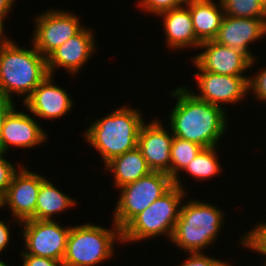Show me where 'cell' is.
Listing matches in <instances>:
<instances>
[{"instance_id":"cell-3","label":"cell","mask_w":266,"mask_h":266,"mask_svg":"<svg viewBox=\"0 0 266 266\" xmlns=\"http://www.w3.org/2000/svg\"><path fill=\"white\" fill-rule=\"evenodd\" d=\"M140 112L122 107L97 120L85 132V139L101 153L106 165L113 158L134 150L144 123Z\"/></svg>"},{"instance_id":"cell-21","label":"cell","mask_w":266,"mask_h":266,"mask_svg":"<svg viewBox=\"0 0 266 266\" xmlns=\"http://www.w3.org/2000/svg\"><path fill=\"white\" fill-rule=\"evenodd\" d=\"M75 203L71 197L62 193L45 178L41 182L37 196L35 220H53L54 214L67 210Z\"/></svg>"},{"instance_id":"cell-13","label":"cell","mask_w":266,"mask_h":266,"mask_svg":"<svg viewBox=\"0 0 266 266\" xmlns=\"http://www.w3.org/2000/svg\"><path fill=\"white\" fill-rule=\"evenodd\" d=\"M266 35V18H239L224 15L214 41L244 52L251 60L255 57L248 46Z\"/></svg>"},{"instance_id":"cell-38","label":"cell","mask_w":266,"mask_h":266,"mask_svg":"<svg viewBox=\"0 0 266 266\" xmlns=\"http://www.w3.org/2000/svg\"><path fill=\"white\" fill-rule=\"evenodd\" d=\"M266 7V0H259Z\"/></svg>"},{"instance_id":"cell-8","label":"cell","mask_w":266,"mask_h":266,"mask_svg":"<svg viewBox=\"0 0 266 266\" xmlns=\"http://www.w3.org/2000/svg\"><path fill=\"white\" fill-rule=\"evenodd\" d=\"M24 230L26 252L35 256L62 261L71 227L62 228L53 220L30 219L20 223Z\"/></svg>"},{"instance_id":"cell-28","label":"cell","mask_w":266,"mask_h":266,"mask_svg":"<svg viewBox=\"0 0 266 266\" xmlns=\"http://www.w3.org/2000/svg\"><path fill=\"white\" fill-rule=\"evenodd\" d=\"M248 88L252 90L259 100L266 101V68L257 75L249 77Z\"/></svg>"},{"instance_id":"cell-6","label":"cell","mask_w":266,"mask_h":266,"mask_svg":"<svg viewBox=\"0 0 266 266\" xmlns=\"http://www.w3.org/2000/svg\"><path fill=\"white\" fill-rule=\"evenodd\" d=\"M113 224V230L90 223L71 227L63 265L94 266L113 257L115 239L122 242L121 230Z\"/></svg>"},{"instance_id":"cell-2","label":"cell","mask_w":266,"mask_h":266,"mask_svg":"<svg viewBox=\"0 0 266 266\" xmlns=\"http://www.w3.org/2000/svg\"><path fill=\"white\" fill-rule=\"evenodd\" d=\"M48 75L46 57L35 46L21 48L10 39L0 49V95L4 98L13 100L16 92L27 95L24 102Z\"/></svg>"},{"instance_id":"cell-9","label":"cell","mask_w":266,"mask_h":266,"mask_svg":"<svg viewBox=\"0 0 266 266\" xmlns=\"http://www.w3.org/2000/svg\"><path fill=\"white\" fill-rule=\"evenodd\" d=\"M33 36V45L47 57L56 48L76 35L83 26L78 16L61 10H48L39 15Z\"/></svg>"},{"instance_id":"cell-36","label":"cell","mask_w":266,"mask_h":266,"mask_svg":"<svg viewBox=\"0 0 266 266\" xmlns=\"http://www.w3.org/2000/svg\"><path fill=\"white\" fill-rule=\"evenodd\" d=\"M193 1H205V0H183V2L186 4V3H189V2H193Z\"/></svg>"},{"instance_id":"cell-15","label":"cell","mask_w":266,"mask_h":266,"mask_svg":"<svg viewBox=\"0 0 266 266\" xmlns=\"http://www.w3.org/2000/svg\"><path fill=\"white\" fill-rule=\"evenodd\" d=\"M94 36L90 29L82 28L76 35L64 42L47 57L49 75L58 67H63L69 73L76 74L85 65L95 51Z\"/></svg>"},{"instance_id":"cell-7","label":"cell","mask_w":266,"mask_h":266,"mask_svg":"<svg viewBox=\"0 0 266 266\" xmlns=\"http://www.w3.org/2000/svg\"><path fill=\"white\" fill-rule=\"evenodd\" d=\"M173 185V179L168 174L151 171L135 182L122 186L113 213V222L122 230L136 215L159 199Z\"/></svg>"},{"instance_id":"cell-27","label":"cell","mask_w":266,"mask_h":266,"mask_svg":"<svg viewBox=\"0 0 266 266\" xmlns=\"http://www.w3.org/2000/svg\"><path fill=\"white\" fill-rule=\"evenodd\" d=\"M4 155L5 153L0 152V191L5 194L17 171L14 164L4 159Z\"/></svg>"},{"instance_id":"cell-12","label":"cell","mask_w":266,"mask_h":266,"mask_svg":"<svg viewBox=\"0 0 266 266\" xmlns=\"http://www.w3.org/2000/svg\"><path fill=\"white\" fill-rule=\"evenodd\" d=\"M205 49L193 59L203 71L219 75H242L255 60L244 52L218 44L214 40L202 42L199 48Z\"/></svg>"},{"instance_id":"cell-16","label":"cell","mask_w":266,"mask_h":266,"mask_svg":"<svg viewBox=\"0 0 266 266\" xmlns=\"http://www.w3.org/2000/svg\"><path fill=\"white\" fill-rule=\"evenodd\" d=\"M45 133L31 116L14 108L5 118L0 133V152L7 153L9 146L31 149L45 141Z\"/></svg>"},{"instance_id":"cell-24","label":"cell","mask_w":266,"mask_h":266,"mask_svg":"<svg viewBox=\"0 0 266 266\" xmlns=\"http://www.w3.org/2000/svg\"><path fill=\"white\" fill-rule=\"evenodd\" d=\"M224 15L239 18H266V7L259 0H221Z\"/></svg>"},{"instance_id":"cell-17","label":"cell","mask_w":266,"mask_h":266,"mask_svg":"<svg viewBox=\"0 0 266 266\" xmlns=\"http://www.w3.org/2000/svg\"><path fill=\"white\" fill-rule=\"evenodd\" d=\"M52 79V75H48L23 102L33 115L40 118L62 117L73 106L68 92L53 85Z\"/></svg>"},{"instance_id":"cell-26","label":"cell","mask_w":266,"mask_h":266,"mask_svg":"<svg viewBox=\"0 0 266 266\" xmlns=\"http://www.w3.org/2000/svg\"><path fill=\"white\" fill-rule=\"evenodd\" d=\"M139 5L143 10L159 15L162 12L180 7L185 3L183 0H139Z\"/></svg>"},{"instance_id":"cell-18","label":"cell","mask_w":266,"mask_h":266,"mask_svg":"<svg viewBox=\"0 0 266 266\" xmlns=\"http://www.w3.org/2000/svg\"><path fill=\"white\" fill-rule=\"evenodd\" d=\"M158 16L163 17V27L167 45L172 49H183L188 46L198 47L201 42L196 38L190 10L186 6H180Z\"/></svg>"},{"instance_id":"cell-20","label":"cell","mask_w":266,"mask_h":266,"mask_svg":"<svg viewBox=\"0 0 266 266\" xmlns=\"http://www.w3.org/2000/svg\"><path fill=\"white\" fill-rule=\"evenodd\" d=\"M105 168L113 172L114 184L118 188L135 182L152 171L138 147L113 158Z\"/></svg>"},{"instance_id":"cell-22","label":"cell","mask_w":266,"mask_h":266,"mask_svg":"<svg viewBox=\"0 0 266 266\" xmlns=\"http://www.w3.org/2000/svg\"><path fill=\"white\" fill-rule=\"evenodd\" d=\"M203 148L204 147L195 142L187 141L176 136L173 137L170 153V177L173 179L174 185L184 188L181 186V179H178L179 171H183L187 164H189Z\"/></svg>"},{"instance_id":"cell-11","label":"cell","mask_w":266,"mask_h":266,"mask_svg":"<svg viewBox=\"0 0 266 266\" xmlns=\"http://www.w3.org/2000/svg\"><path fill=\"white\" fill-rule=\"evenodd\" d=\"M15 173L12 182L4 194L5 205L11 209L12 215L19 221L35 219L37 196L44 176L29 171L22 166Z\"/></svg>"},{"instance_id":"cell-33","label":"cell","mask_w":266,"mask_h":266,"mask_svg":"<svg viewBox=\"0 0 266 266\" xmlns=\"http://www.w3.org/2000/svg\"><path fill=\"white\" fill-rule=\"evenodd\" d=\"M15 0H0V19L3 20L7 14L9 13L10 9H12V5L14 4Z\"/></svg>"},{"instance_id":"cell-37","label":"cell","mask_w":266,"mask_h":266,"mask_svg":"<svg viewBox=\"0 0 266 266\" xmlns=\"http://www.w3.org/2000/svg\"><path fill=\"white\" fill-rule=\"evenodd\" d=\"M0 266H8V264H5L2 260H0Z\"/></svg>"},{"instance_id":"cell-30","label":"cell","mask_w":266,"mask_h":266,"mask_svg":"<svg viewBox=\"0 0 266 266\" xmlns=\"http://www.w3.org/2000/svg\"><path fill=\"white\" fill-rule=\"evenodd\" d=\"M22 266H64L63 261L22 253Z\"/></svg>"},{"instance_id":"cell-32","label":"cell","mask_w":266,"mask_h":266,"mask_svg":"<svg viewBox=\"0 0 266 266\" xmlns=\"http://www.w3.org/2000/svg\"><path fill=\"white\" fill-rule=\"evenodd\" d=\"M10 238V232L9 227L4 223L2 220H0V252L4 250V248L7 246Z\"/></svg>"},{"instance_id":"cell-14","label":"cell","mask_w":266,"mask_h":266,"mask_svg":"<svg viewBox=\"0 0 266 266\" xmlns=\"http://www.w3.org/2000/svg\"><path fill=\"white\" fill-rule=\"evenodd\" d=\"M159 121L143 123L138 135V149L143 154L152 171L166 173L170 176L171 145L173 133L170 135Z\"/></svg>"},{"instance_id":"cell-19","label":"cell","mask_w":266,"mask_h":266,"mask_svg":"<svg viewBox=\"0 0 266 266\" xmlns=\"http://www.w3.org/2000/svg\"><path fill=\"white\" fill-rule=\"evenodd\" d=\"M217 6L212 0L186 3L193 22L196 38L202 43L214 40L218 34L224 9L221 0Z\"/></svg>"},{"instance_id":"cell-35","label":"cell","mask_w":266,"mask_h":266,"mask_svg":"<svg viewBox=\"0 0 266 266\" xmlns=\"http://www.w3.org/2000/svg\"><path fill=\"white\" fill-rule=\"evenodd\" d=\"M5 207L4 193L0 191V208Z\"/></svg>"},{"instance_id":"cell-4","label":"cell","mask_w":266,"mask_h":266,"mask_svg":"<svg viewBox=\"0 0 266 266\" xmlns=\"http://www.w3.org/2000/svg\"><path fill=\"white\" fill-rule=\"evenodd\" d=\"M221 212L208 202L192 200L182 204L171 241L190 254L201 253L215 241L221 229L224 218Z\"/></svg>"},{"instance_id":"cell-25","label":"cell","mask_w":266,"mask_h":266,"mask_svg":"<svg viewBox=\"0 0 266 266\" xmlns=\"http://www.w3.org/2000/svg\"><path fill=\"white\" fill-rule=\"evenodd\" d=\"M242 245L250 250L266 255V223H260L254 226L241 239ZM266 261V260H265Z\"/></svg>"},{"instance_id":"cell-29","label":"cell","mask_w":266,"mask_h":266,"mask_svg":"<svg viewBox=\"0 0 266 266\" xmlns=\"http://www.w3.org/2000/svg\"><path fill=\"white\" fill-rule=\"evenodd\" d=\"M203 254L204 253H191L188 260L181 264V266H230L229 263L210 258Z\"/></svg>"},{"instance_id":"cell-5","label":"cell","mask_w":266,"mask_h":266,"mask_svg":"<svg viewBox=\"0 0 266 266\" xmlns=\"http://www.w3.org/2000/svg\"><path fill=\"white\" fill-rule=\"evenodd\" d=\"M184 195L183 188L173 185L121 230L122 242L145 240L162 234L171 239Z\"/></svg>"},{"instance_id":"cell-10","label":"cell","mask_w":266,"mask_h":266,"mask_svg":"<svg viewBox=\"0 0 266 266\" xmlns=\"http://www.w3.org/2000/svg\"><path fill=\"white\" fill-rule=\"evenodd\" d=\"M199 72L194 75L201 94H192L203 101L222 107V103L235 104L242 101L249 91V77L243 75H219L203 71L195 62Z\"/></svg>"},{"instance_id":"cell-34","label":"cell","mask_w":266,"mask_h":266,"mask_svg":"<svg viewBox=\"0 0 266 266\" xmlns=\"http://www.w3.org/2000/svg\"><path fill=\"white\" fill-rule=\"evenodd\" d=\"M4 20H1L0 19V49L9 41V39L8 38H6V37H3V26H4ZM3 37V38H2Z\"/></svg>"},{"instance_id":"cell-23","label":"cell","mask_w":266,"mask_h":266,"mask_svg":"<svg viewBox=\"0 0 266 266\" xmlns=\"http://www.w3.org/2000/svg\"><path fill=\"white\" fill-rule=\"evenodd\" d=\"M216 146L203 148L197 156L187 164L183 171L192 177L209 179L220 172L221 166L216 155Z\"/></svg>"},{"instance_id":"cell-31","label":"cell","mask_w":266,"mask_h":266,"mask_svg":"<svg viewBox=\"0 0 266 266\" xmlns=\"http://www.w3.org/2000/svg\"><path fill=\"white\" fill-rule=\"evenodd\" d=\"M13 100H9L0 95V133L8 114L15 108Z\"/></svg>"},{"instance_id":"cell-1","label":"cell","mask_w":266,"mask_h":266,"mask_svg":"<svg viewBox=\"0 0 266 266\" xmlns=\"http://www.w3.org/2000/svg\"><path fill=\"white\" fill-rule=\"evenodd\" d=\"M171 96L177 98L169 115L173 136L204 148L216 146L227 126L225 109L196 98L184 87L176 88Z\"/></svg>"}]
</instances>
